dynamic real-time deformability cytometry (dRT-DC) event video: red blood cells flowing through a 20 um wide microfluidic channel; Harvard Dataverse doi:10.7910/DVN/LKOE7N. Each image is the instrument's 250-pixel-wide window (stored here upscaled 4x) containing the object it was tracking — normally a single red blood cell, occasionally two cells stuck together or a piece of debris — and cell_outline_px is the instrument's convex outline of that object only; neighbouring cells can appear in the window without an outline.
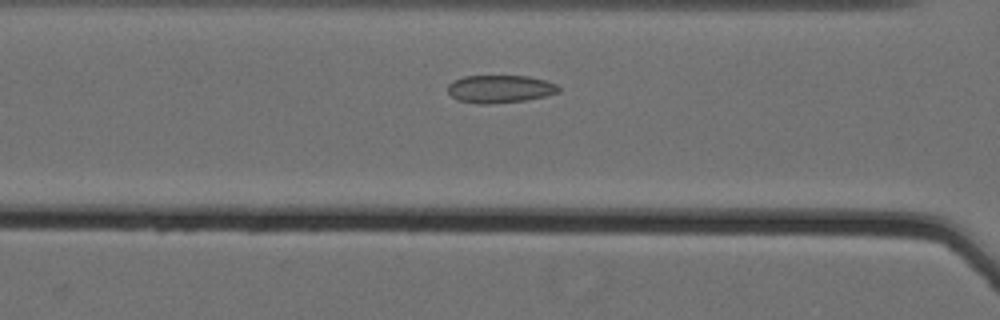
{"species": "Egyptian fruit bat (a non-hibernating species)", "species_latin": "Rousettus aegyptiacus", "temperature_condition": "cold", "stored_images_in_passage": 39, "camera_frame_rate_fps": 3000, "um_per_image_px": 0.085, "animal": {"sex": "female"}, "frame": {"image": 1, "passage_image": 12, "time_ms": 3.667, "image_size_px": [1000, 320], "cell_outline_px": [[560, 92], [544, 96], [524, 100], [488, 104], [476, 104], [456, 100], [448, 92], [448, 84], [452, 80], [464, 76], [528, 76], [544, 80], [556, 84], [560, 88]], "centroid_in_image_um": [42.46, 7.56], "position_along_channel_um": 124.1, "area_um2": 17.98}}
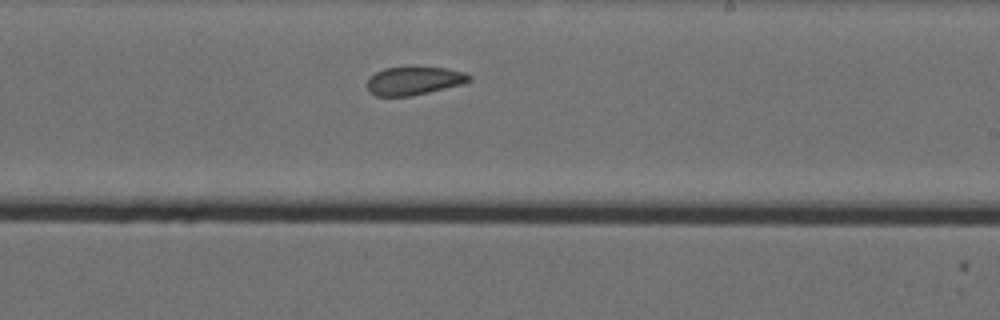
{"frame": {"image": 2, "passage_image": 23, "time_ms": 7.333, "image_size_px": [1000, 320], "cell_outline_px": [[472, 80], [464, 84], [412, 96], [376, 96], [368, 92], [368, 80], [376, 72], [384, 68], [448, 68], [464, 72], [472, 76]], "centroid_in_image_um": [35.23, 6.88], "position_along_channel_um": 253.8, "area_um2": 16.7}}
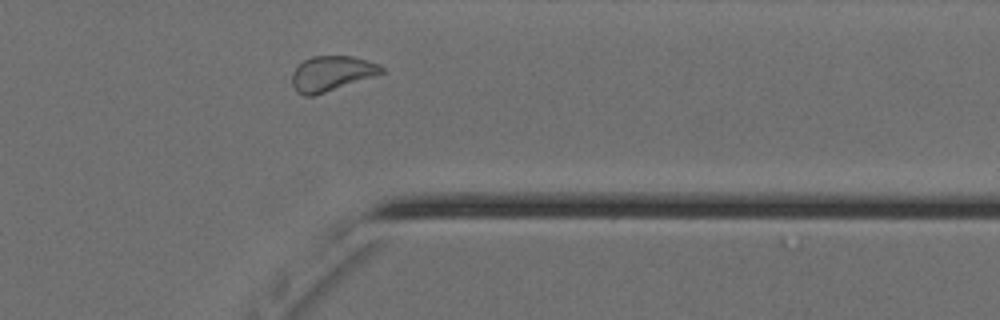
{"frame": {"image": 3, "passage_image": 34, "time_ms": 11.0, "image_size_px": [1000, 320], "cell_outline_px": [[384, 72], [312, 96], [304, 96], [296, 92], [292, 84], [292, 72], [304, 60], [312, 56], [352, 56], [380, 64], [384, 68]], "centroid_in_image_um": [28.15, 6.23], "position_along_channel_um": 383.3, "area_um2": 17.92}}